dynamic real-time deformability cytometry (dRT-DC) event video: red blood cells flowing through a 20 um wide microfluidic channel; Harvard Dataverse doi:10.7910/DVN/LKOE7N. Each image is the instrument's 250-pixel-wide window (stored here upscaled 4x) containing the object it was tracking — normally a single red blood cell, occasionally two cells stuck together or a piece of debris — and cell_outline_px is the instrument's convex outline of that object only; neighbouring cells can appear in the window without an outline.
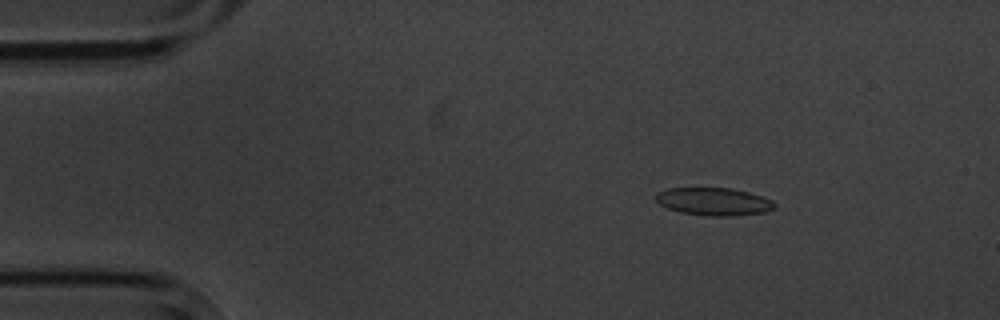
{"species": "common noctule bat (a hibernating species)", "species_latin": "Nyctalus noctula", "temperature_condition": "cold", "stored_images_in_passage": 15, "camera_frame_rate_fps": 3000, "um_per_image_px": 0.085, "animal": {"sex": "male", "body_mass_g": 20.1, "forearm_length_mm": 53.5}, "frame": {"image": 1, "passage_image": 3, "time_ms": 2.333, "image_size_px": [1000, 320], "cell_outline_px": [[776, 208], [764, 212], [732, 216], [708, 216], [680, 212], [668, 208], [660, 204], [656, 200], [656, 192], [668, 188], [732, 188], [764, 196], [772, 200], [776, 204]], "centroid_in_image_um": [60.69, 17.13], "position_along_channel_um": 24.3, "area_um2": 19.31}}
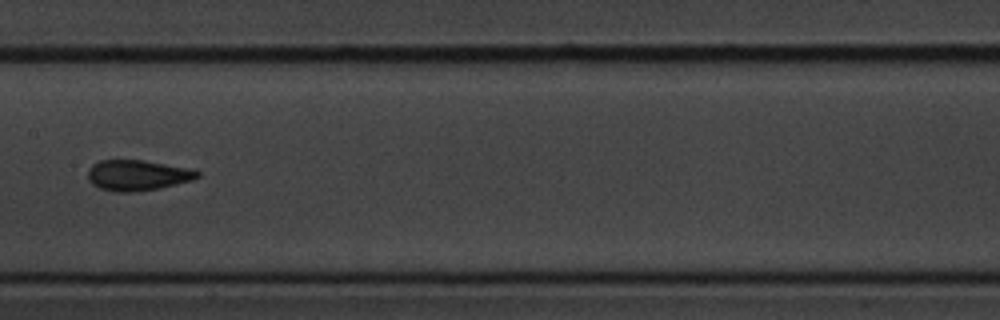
{"frame": {"image": 2, "passage_image": 8, "time_ms": 9.0, "image_size_px": [1000, 320], "cell_outline_px": [[200, 176], [192, 180], [160, 188], [136, 192], [112, 192], [100, 188], [92, 184], [88, 180], [88, 168], [92, 164], [100, 160], [144, 160], [196, 168], [200, 172]], "centroid_in_image_um": [11.72, 14.89], "position_along_channel_um": 195.7, "area_um2": 20.0}}
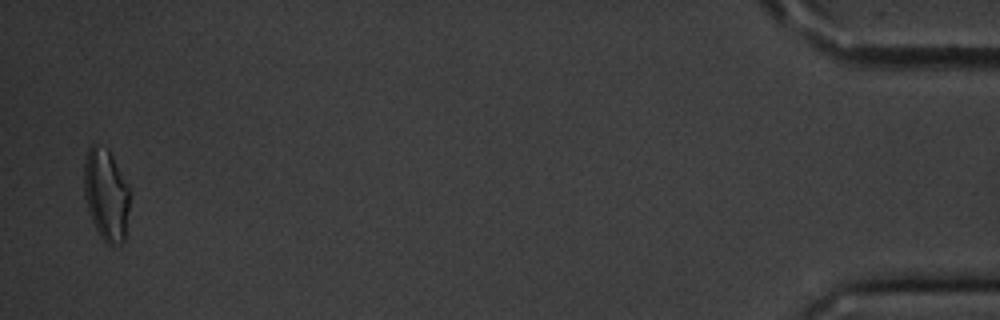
{"frame": {"image": 3, "passage_image": 15, "time_ms": 18.0, "image_size_px": [1000, 320], "cell_outline_px": [[132, 192], [124, 240], [120, 244], [108, 244], [100, 236], [88, 212], [84, 196], [84, 160], [88, 148], [92, 144], [108, 148], [128, 184]], "centroid_in_image_um": [9.04, 16.53], "position_along_channel_um": 426.2, "area_um2": 24.85}, "authors_computed_cell_mechanics": {"area_um2": 19.3052, "velocity_mm_per_s": 3.531, "shape_relaxation_time_tau1_ms": 5.6145, "shape_relaxation_time_tau2_ms": 1.5097, "deformation_change_tau1": 0.1143, "deformation_change_tau2": 0.0365}}